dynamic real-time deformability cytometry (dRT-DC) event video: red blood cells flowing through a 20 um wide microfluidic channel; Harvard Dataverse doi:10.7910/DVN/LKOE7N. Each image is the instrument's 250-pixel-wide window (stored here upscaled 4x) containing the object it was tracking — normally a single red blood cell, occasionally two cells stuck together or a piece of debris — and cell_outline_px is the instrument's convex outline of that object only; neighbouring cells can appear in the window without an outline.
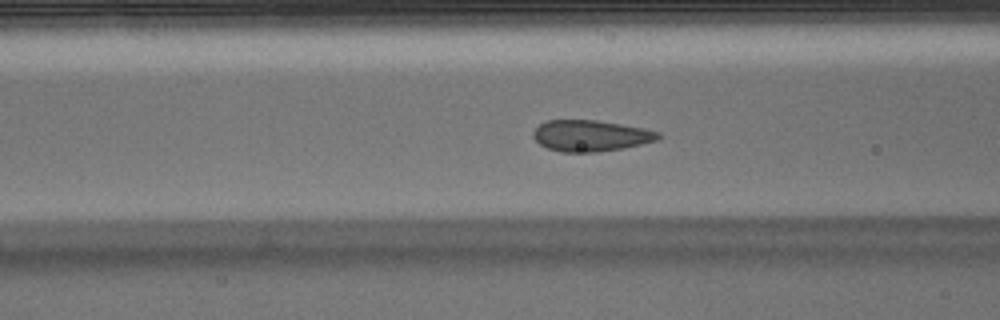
{"species": "Egyptian fruit bat (a non-hibernating species)", "species_latin": "Rousettus aegyptiacus", "temperature_condition": "warm", "stored_images_in_passage": 43, "camera_frame_rate_fps": 3000, "um_per_image_px": 0.085, "animal": {"sex": "male"}, "frame": {"image": 1, "passage_image": 16, "time_ms": 5.0, "image_size_px": [1000, 320], "cell_outline_px": [[660, 136], [656, 140], [624, 148], [596, 152], [560, 152], [548, 148], [540, 144], [532, 136], [532, 132], [540, 124], [548, 120], [596, 120], [644, 128], [660, 132]], "centroid_in_image_um": [50.18, 11.53], "position_along_channel_um": 116.4, "area_um2": 22.6}}
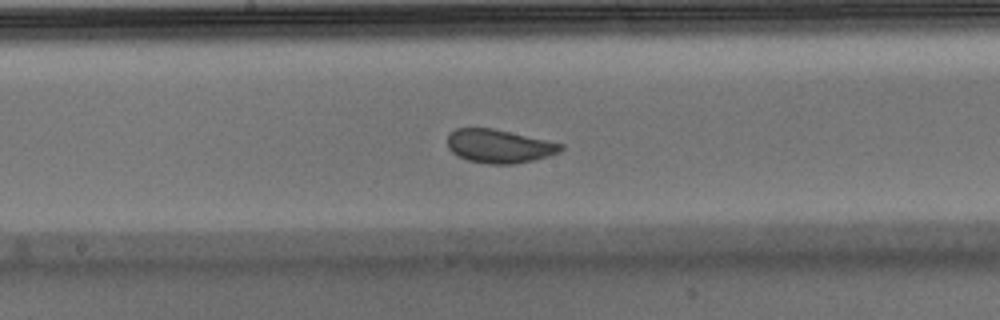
{"frame": {"image": 2, "passage_image": 23, "time_ms": 7.333, "image_size_px": [1000, 320], "cell_outline_px": [[564, 148], [560, 152], [548, 156], [532, 160], [512, 164], [488, 164], [468, 160], [456, 156], [448, 148], [448, 136], [456, 128], [492, 128], [564, 144]], "centroid_in_image_um": [42.42, 12.43], "position_along_channel_um": 205.8, "area_um2": 22.02}}
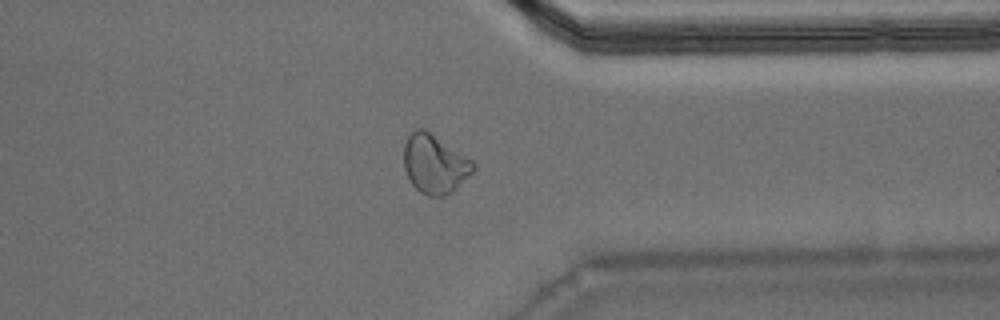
{"frame": {"image": 3, "passage_image": 36, "time_ms": 11.667, "image_size_px": [1000, 320], "cell_outline_px": [[476, 168], [452, 192], [444, 196], [428, 196], [420, 192], [412, 184], [404, 168], [404, 144], [408, 136], [416, 128], [424, 128], [472, 160], [476, 164]], "centroid_in_image_um": [36.94, 13.94], "position_along_channel_um": 374.5, "area_um2": 23.64}}